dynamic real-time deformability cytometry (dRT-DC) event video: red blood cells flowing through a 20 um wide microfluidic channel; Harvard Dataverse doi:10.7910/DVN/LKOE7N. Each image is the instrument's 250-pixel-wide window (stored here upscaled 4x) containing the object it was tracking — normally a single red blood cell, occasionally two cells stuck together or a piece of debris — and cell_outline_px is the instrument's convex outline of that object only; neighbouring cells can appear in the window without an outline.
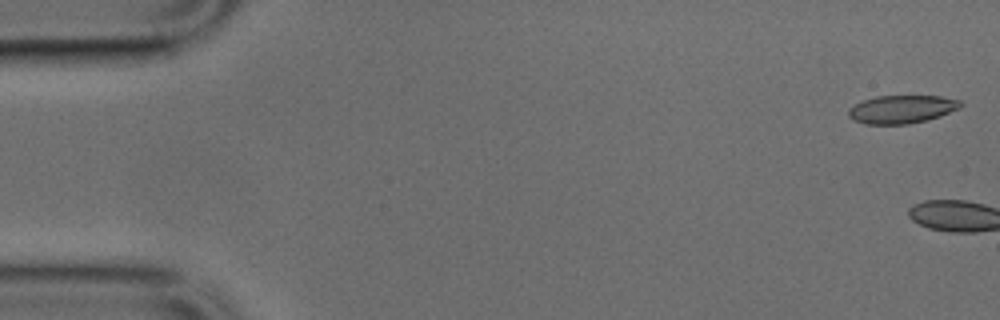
{"species": "common noctule bat (a hibernating species)", "species_latin": "Nyctalus noctula", "temperature_condition": "cold", "stored_images_in_passage": 3, "camera_frame_rate_fps": 3000, "um_per_image_px": 0.085, "animal": {"sex": "male", "body_mass_g": 17.9, "forearm_length_mm": 54.2}, "frame": {"image": 1, "passage_image": 1, "time_ms": 0.0, "image_size_px": [1000, 320], "cell_outline_px": [[964, 104], [960, 108], [940, 116], [928, 120], [908, 124], [864, 124], [852, 120], [848, 116], [848, 108], [864, 100], [876, 96], [940, 96], [960, 100]], "centroid_in_image_um": [76.65, 9.29], "position_along_channel_um": 8.3, "area_um2": 18.5}}